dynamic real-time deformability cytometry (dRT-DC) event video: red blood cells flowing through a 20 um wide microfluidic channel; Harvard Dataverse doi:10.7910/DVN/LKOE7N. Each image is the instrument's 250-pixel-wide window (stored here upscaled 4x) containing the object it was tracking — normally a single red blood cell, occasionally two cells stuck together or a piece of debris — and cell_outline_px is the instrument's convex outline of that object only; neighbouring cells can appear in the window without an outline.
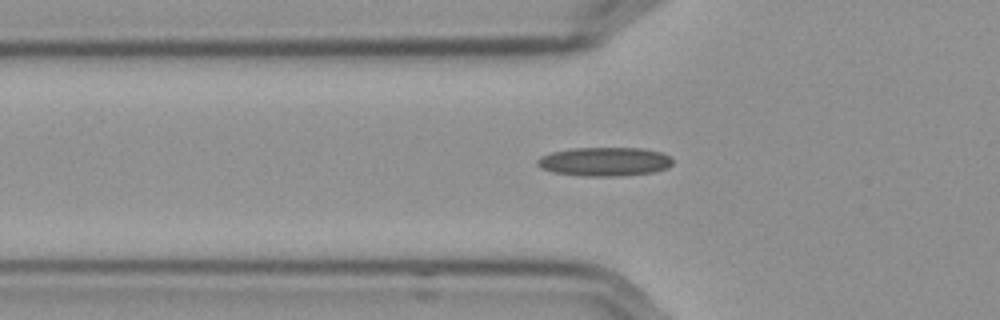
{"species": "Egyptian fruit bat (a non-hibernating species)", "species_latin": "Rousettus aegyptiacus", "temperature_condition": "cold", "stored_images_in_passage": 35, "camera_frame_rate_fps": 3000, "um_per_image_px": 0.085, "frame": {"image": 1, "passage_image": 2, "time_ms": 0.333, "image_size_px": [1000, 320], "cell_outline_px": [[672, 164], [668, 168], [652, 172], [620, 176], [580, 176], [552, 172], [540, 168], [536, 164], [536, 160], [540, 156], [552, 152], [572, 148], [640, 148], [660, 152], [668, 156], [672, 160]], "centroid_in_image_um": [51.34, 13.74], "position_along_channel_um": 74.5, "area_um2": 22.83}}
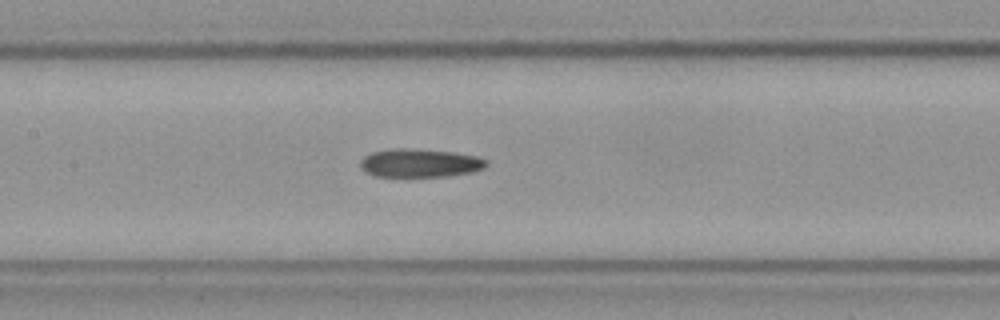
{"frame": {"image": 2, "passage_image": 10, "time_ms": 3.0, "image_size_px": [1000, 320], "cell_outline_px": [[488, 164], [484, 168], [472, 172], [448, 176], [376, 176], [368, 172], [360, 164], [360, 160], [364, 156], [372, 152], [392, 148], [408, 148], [452, 152], [480, 156], [488, 160]], "centroid_in_image_um": [35.75, 13.84], "position_along_channel_um": 171.7, "area_um2": 20.81}}
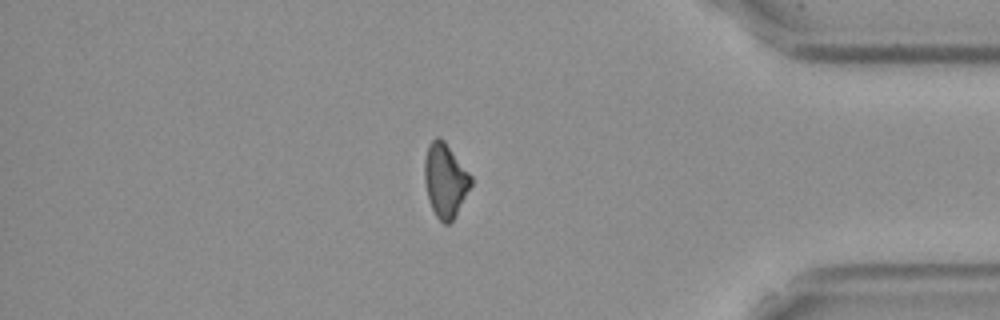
{"frame": {"image": 3, "passage_image": 31, "time_ms": 10.0, "image_size_px": [1000, 320], "cell_outline_px": [[472, 184], [452, 220], [448, 224], [444, 224], [436, 216], [428, 200], [424, 180], [424, 160], [428, 144], [436, 136], [440, 136], [444, 140], [472, 176]], "centroid_in_image_um": [37.82, 15.28], "position_along_channel_um": 397.4, "area_um2": 19.94}}